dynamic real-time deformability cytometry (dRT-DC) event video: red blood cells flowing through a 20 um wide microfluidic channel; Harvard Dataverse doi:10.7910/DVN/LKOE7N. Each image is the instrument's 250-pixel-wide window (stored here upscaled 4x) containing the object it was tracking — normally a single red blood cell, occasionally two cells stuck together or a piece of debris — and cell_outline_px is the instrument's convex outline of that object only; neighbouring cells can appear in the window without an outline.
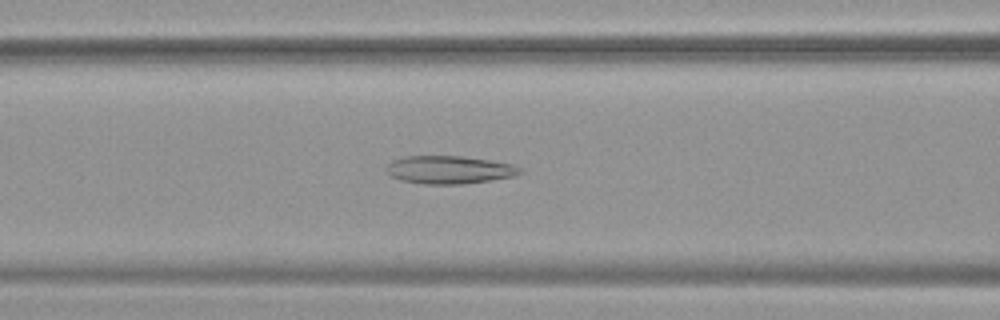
{"species": "common noctule bat (a hibernating species)", "species_latin": "Nyctalus noctula", "temperature_condition": "warm", "stored_images_in_passage": 53, "camera_frame_rate_fps": 3000, "um_per_image_px": 0.085, "animal": {"sex": "female", "body_mass_g": 19.9}, "frame": {"image": 1, "passage_image": 22, "time_ms": 7.0, "image_size_px": [1000, 320], "cell_outline_px": [[524, 172], [516, 176], [464, 184], [424, 184], [400, 180], [392, 176], [384, 168], [392, 160], [404, 156], [460, 156], [488, 160], [512, 164], [520, 168]], "centroid_in_image_um": [38.18, 14.43], "position_along_channel_um": 128.4, "area_um2": 21.79}}
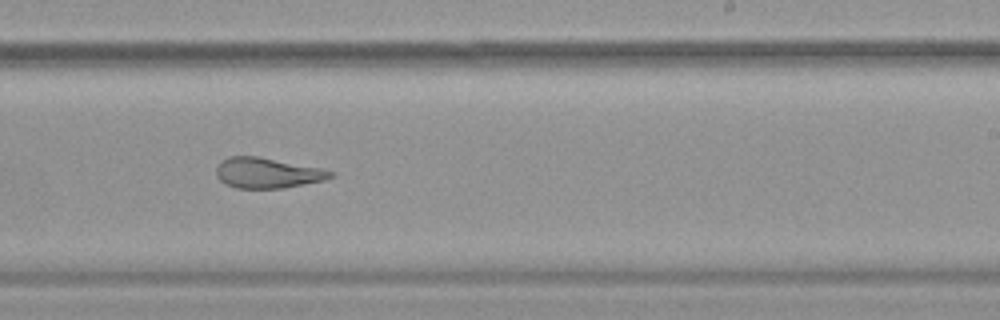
{"frame": {"image": 2, "passage_image": 33, "time_ms": 10.667, "image_size_px": [1000, 320], "cell_outline_px": [[336, 172], [332, 176], [324, 180], [284, 188], [236, 188], [224, 184], [216, 176], [216, 168], [220, 160], [228, 156], [256, 156], [320, 168]], "centroid_in_image_um": [22.67, 14.7], "position_along_channel_um": 266.3, "area_um2": 20.23}}
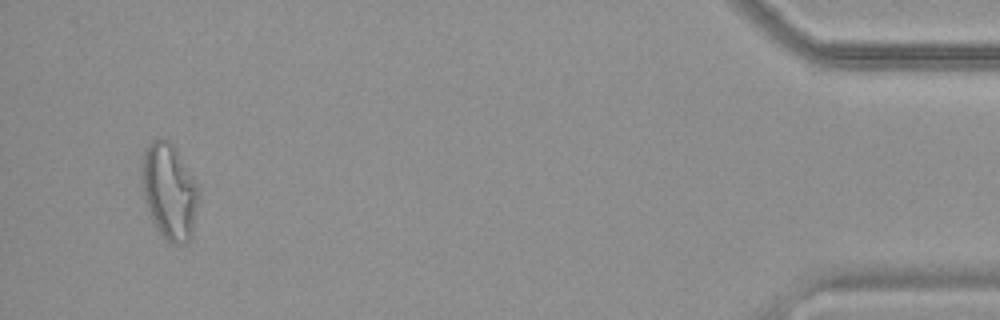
{"frame": {"image": 3, "passage_image": 51, "time_ms": 16.667, "image_size_px": [1000, 320], "cell_outline_px": [[196, 204], [192, 236], [184, 244], [172, 244], [164, 240], [152, 220], [144, 200], [140, 180], [140, 168], [144, 152], [148, 144], [152, 140], [160, 136], [168, 140], [176, 148], [196, 184]], "centroid_in_image_um": [14.32, 16.25], "position_along_channel_um": 420.9, "area_um2": 31.67}, "authors_computed_cell_mechanics": {"area_um2": 26.877, "velocity_mm_per_s": 3.7696, "shape_relaxation_time_tau1_ms": null, "shape_relaxation_time_tau2_ms": 2.4612, "deformation_change_tau1": null, "deformation_change_tau2": 0.1319}}